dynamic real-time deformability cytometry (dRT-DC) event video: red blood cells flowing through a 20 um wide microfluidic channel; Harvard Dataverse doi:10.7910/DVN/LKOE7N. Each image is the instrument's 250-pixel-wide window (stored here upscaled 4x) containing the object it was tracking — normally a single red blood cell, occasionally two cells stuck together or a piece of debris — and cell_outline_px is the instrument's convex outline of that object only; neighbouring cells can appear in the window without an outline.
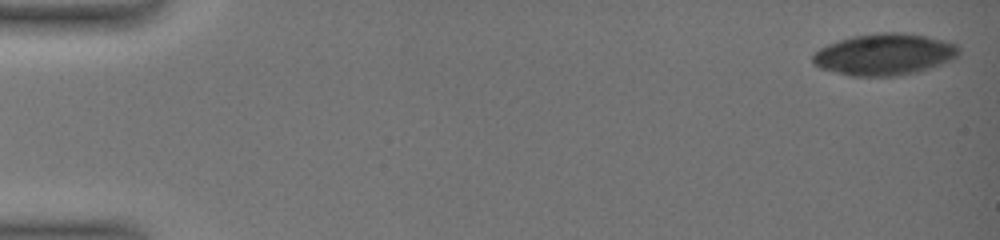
{"species": "common noctule bat (a hibernating species)", "species_latin": "Nyctalus noctula", "temperature_condition": "warm", "stored_images_in_passage": 12, "camera_frame_rate_fps": 3000, "um_per_image_px": 0.085, "animal": {"sex": "female", "body_mass_g": 19.0, "forearm_length_mm": 51.5}, "frame": {"image": 1, "passage_image": 1, "time_ms": 0.0, "image_size_px": [1000, 240], "cell_outline_px": [[960, 52], [952, 60], [916, 72], [896, 76], [848, 76], [820, 68], [812, 64], [812, 56], [820, 48], [828, 44], [852, 36], [880, 32], [900, 32], [928, 36], [944, 40], [956, 44], [960, 48]], "centroid_in_image_um": [75.16, 4.62], "position_along_channel_um": 9.8, "area_um2": 35.49}}
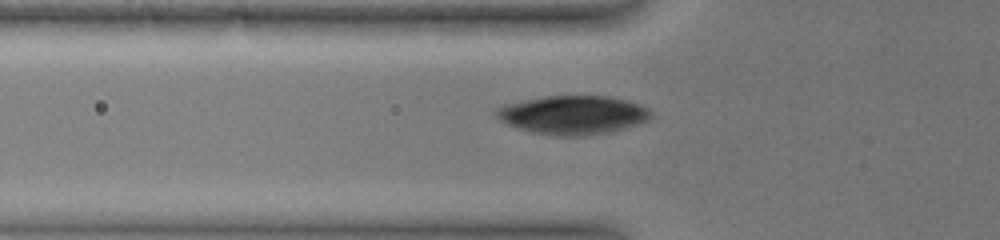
{"frame": {"image": 2, "passage_image": 9, "time_ms": 6.667, "image_size_px": [1000, 240], "cell_outline_px": [[652, 116], [648, 120], [612, 132], [584, 136], [556, 136], [528, 132], [516, 128], [500, 120], [492, 112], [496, 108], [508, 104], [524, 100], [544, 96], [608, 96], [640, 104], [648, 108], [652, 112]], "centroid_in_image_um": [48.68, 9.78], "position_along_channel_um": 77.1, "area_um2": 35.08}}
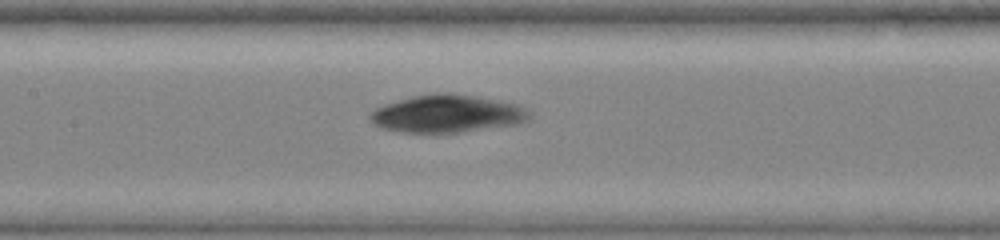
{"frame": {"image": 3, "passage_image": 12, "time_ms": 9.333, "image_size_px": [1000, 240], "cell_outline_px": [[532, 116], [528, 120], [516, 124], [460, 132], [400, 132], [380, 128], [372, 124], [368, 116], [376, 108], [384, 104], [412, 96], [432, 92], [448, 92], [476, 96], [500, 100], [520, 104], [528, 108], [532, 112]], "centroid_in_image_um": [38.03, 9.65], "position_along_channel_um": 169.4, "area_um2": 35.43}}